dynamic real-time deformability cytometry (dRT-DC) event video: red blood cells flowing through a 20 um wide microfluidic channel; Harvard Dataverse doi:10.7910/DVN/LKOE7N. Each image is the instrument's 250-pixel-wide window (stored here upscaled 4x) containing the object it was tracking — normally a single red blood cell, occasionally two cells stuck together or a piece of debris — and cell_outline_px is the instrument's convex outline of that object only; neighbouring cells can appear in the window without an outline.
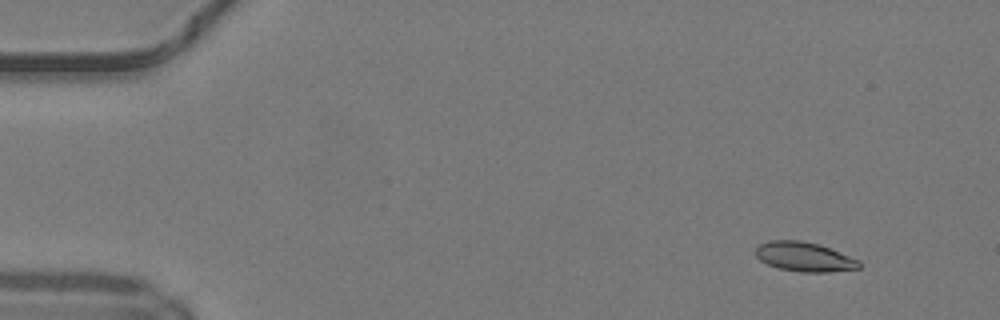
{"species": "common noctule bat (a hibernating species)", "species_latin": "Nyctalus noctula", "temperature_condition": "warm", "stored_images_in_passage": 24, "camera_frame_rate_fps": 3000, "um_per_image_px": 0.085, "animal": {"sex": "male", "body_mass_g": 19.2, "forearm_length_mm": 51.8}, "frame": {"image": 1, "passage_image": 2, "time_ms": 0.333, "image_size_px": [1000, 320], "cell_outline_px": [[860, 268], [828, 272], [800, 272], [780, 268], [768, 264], [760, 260], [756, 256], [756, 248], [760, 244], [768, 240], [800, 240], [820, 244], [860, 260]], "centroid_in_image_um": [68.38, 21.82], "position_along_channel_um": 16.6, "area_um2": 17.74}}
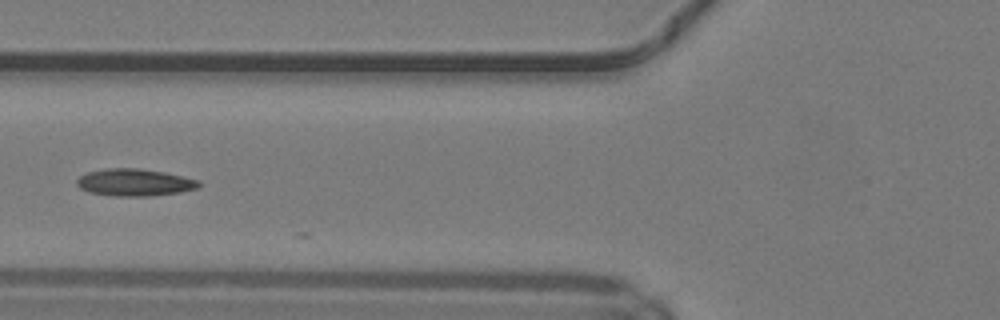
{"frame": {"image": 2, "passage_image": 17, "time_ms": 5.333, "image_size_px": [1000, 320], "cell_outline_px": [[200, 188], [180, 192], [148, 196], [112, 196], [88, 192], [80, 188], [76, 184], [76, 180], [80, 176], [88, 172], [108, 168], [140, 168], [164, 172], [200, 180]], "centroid_in_image_um": [11.45, 15.51], "position_along_channel_um": 114.4, "area_um2": 19.42}}
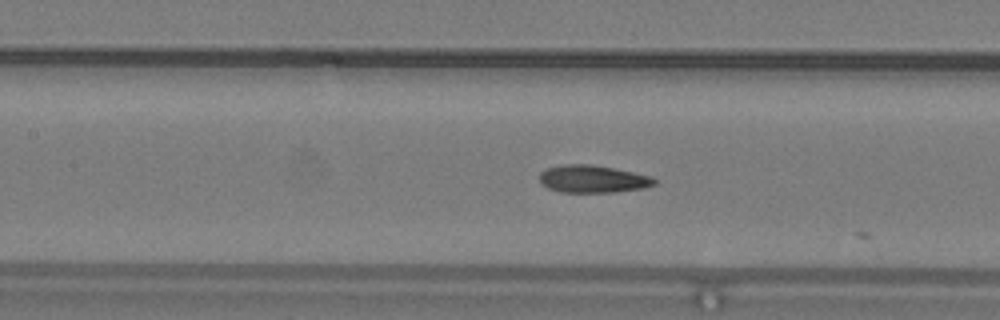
{"frame": {"image": 3, "passage_image": 20, "time_ms": 6.333, "image_size_px": [1000, 320], "cell_outline_px": [[656, 184], [644, 188], [612, 192], [560, 192], [548, 188], [540, 184], [540, 172], [548, 168], [560, 164], [592, 164], [652, 176], [656, 180]], "centroid_in_image_um": [50.36, 15.21], "position_along_channel_um": 157.0, "area_um2": 18.44}}